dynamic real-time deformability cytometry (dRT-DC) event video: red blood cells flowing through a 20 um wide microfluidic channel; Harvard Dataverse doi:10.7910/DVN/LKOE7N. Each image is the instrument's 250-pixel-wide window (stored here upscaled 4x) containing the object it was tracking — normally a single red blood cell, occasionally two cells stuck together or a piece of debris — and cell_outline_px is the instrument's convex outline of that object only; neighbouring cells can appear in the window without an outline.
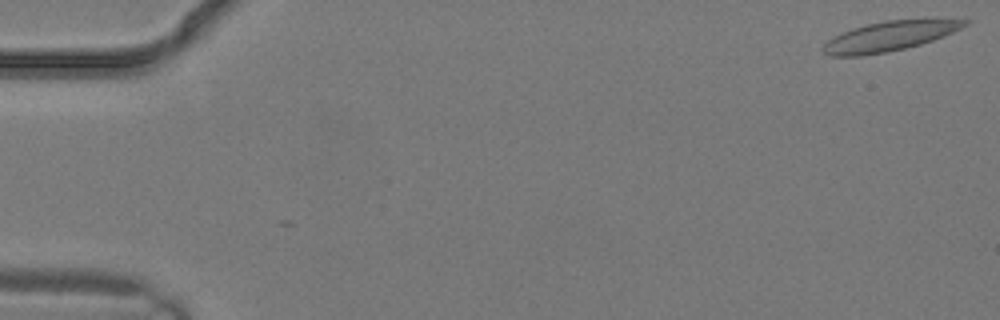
{"species": "common noctule bat (a hibernating species)", "species_latin": "Nyctalus noctula", "temperature_condition": "warm", "stored_images_in_passage": 3, "camera_frame_rate_fps": 3000, "um_per_image_px": 0.085, "animal": {"sex": "male", "body_mass_g": 19.2, "forearm_length_mm": 51.8}, "frame": {"image": 1, "passage_image": 1, "time_ms": 0.0, "image_size_px": [1000, 320], "cell_outline_px": [[972, 20], [968, 24], [944, 36], [920, 44], [888, 52], [860, 56], [828, 56], [820, 48], [828, 40], [852, 28], [884, 20]], "centroid_in_image_um": [75.54, 3.1], "position_along_channel_um": 9.5, "area_um2": 24.04}}
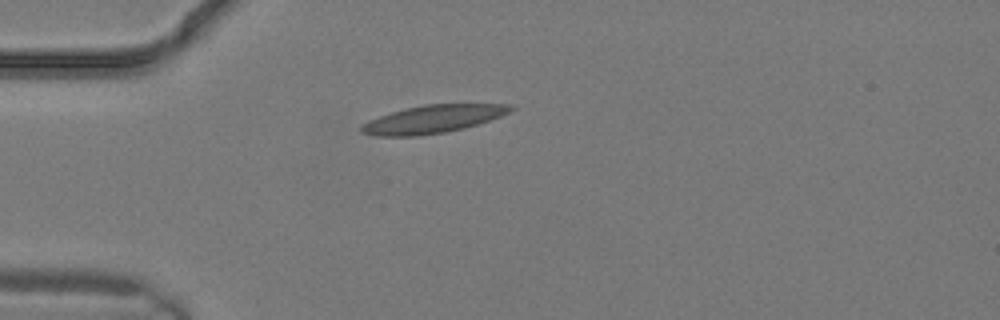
{"frame": {"image": 2, "passage_image": 3, "time_ms": 0.667, "image_size_px": [1000, 320], "cell_outline_px": [[516, 108], [500, 116], [464, 128], [444, 132], [416, 136], [376, 136], [360, 132], [360, 128], [368, 120], [404, 108], [424, 104], [512, 104]], "centroid_in_image_um": [36.78, 10.12], "position_along_channel_um": 48.2, "area_um2": 24.04}}